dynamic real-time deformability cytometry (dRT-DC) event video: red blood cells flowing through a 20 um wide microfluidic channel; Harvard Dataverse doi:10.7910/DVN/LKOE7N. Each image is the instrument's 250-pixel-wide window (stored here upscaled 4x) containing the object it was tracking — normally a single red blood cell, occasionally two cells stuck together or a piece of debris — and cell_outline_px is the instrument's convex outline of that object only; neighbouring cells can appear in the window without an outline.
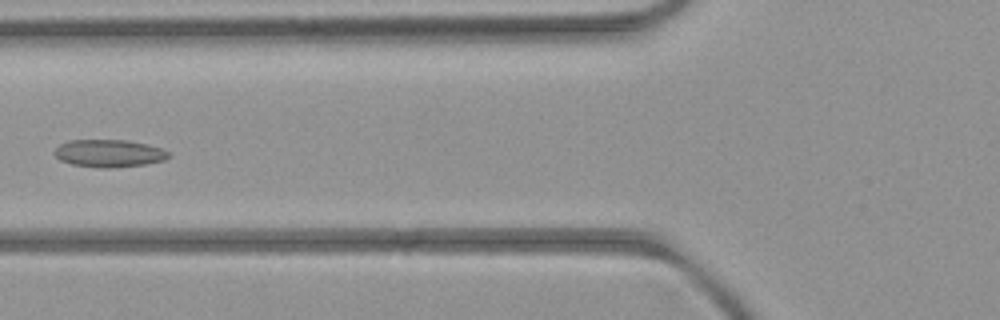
{"species": "common noctule bat (a hibernating species)", "species_latin": "Nyctalus noctula", "temperature_condition": "room temperature", "stored_images_in_passage": 6, "camera_frame_rate_fps": 3000, "um_per_image_px": 0.085, "animal": {"sex": "female", "body_mass_g": 21.9}, "frame": {"image": 1, "passage_image": 6, "time_ms": 6.667, "image_size_px": [1000, 320], "cell_outline_px": [[172, 156], [164, 160], [144, 164], [112, 168], [96, 168], [72, 164], [60, 160], [52, 152], [60, 144], [68, 140], [128, 140], [164, 148]], "centroid_in_image_um": [9.27, 13.03], "position_along_channel_um": 116.5, "area_um2": 18.5}}